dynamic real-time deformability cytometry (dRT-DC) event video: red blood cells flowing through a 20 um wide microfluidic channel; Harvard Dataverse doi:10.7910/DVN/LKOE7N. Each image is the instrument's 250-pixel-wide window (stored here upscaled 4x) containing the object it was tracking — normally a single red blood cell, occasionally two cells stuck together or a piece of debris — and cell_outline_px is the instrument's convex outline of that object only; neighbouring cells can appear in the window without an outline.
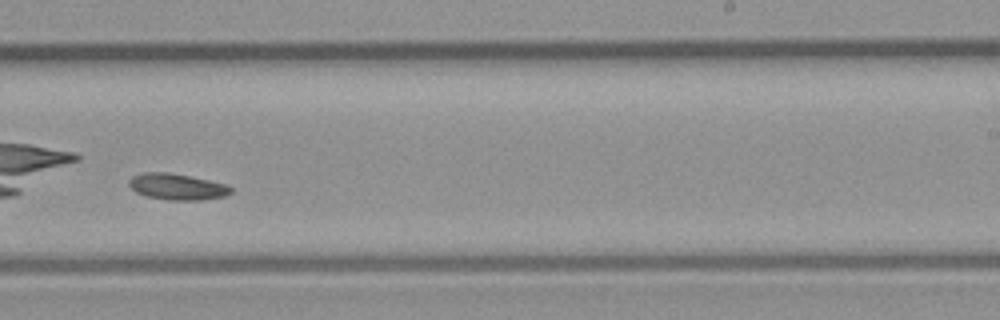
{"species": "common noctule bat (a hibernating species)", "species_latin": "Nyctalus noctula", "temperature_condition": "room temperature", "stored_images_in_passage": 37, "camera_frame_rate_fps": 3000, "um_per_image_px": 0.085, "animal": {"sex": "male", "body_mass_g": 23.1, "forearm_length_mm": 52.7}, "frame": {"image": 1, "passage_image": 22, "time_ms": 7.0, "image_size_px": [1000, 320], "cell_outline_px": [[232, 192], [224, 196], [200, 200], [168, 200], [148, 196], [136, 192], [128, 184], [128, 180], [132, 176], [144, 172], [168, 172], [228, 184], [232, 188]], "centroid_in_image_um": [15.05, 15.86], "position_along_channel_um": 273.9, "area_um2": 15.49}}
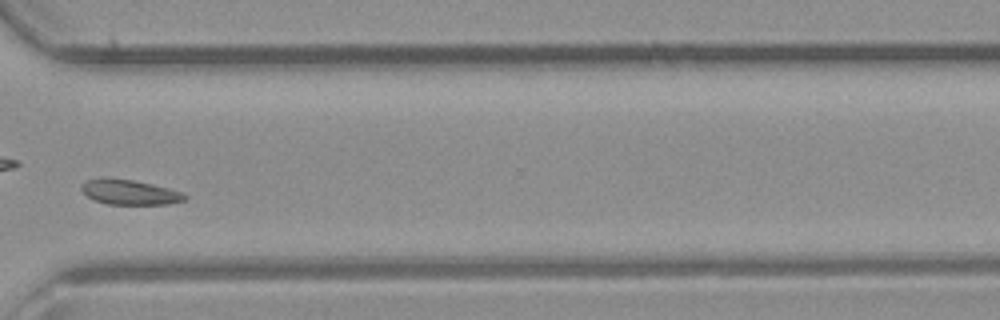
{"frame": {"image": 2, "passage_image": 27, "time_ms": 8.667, "image_size_px": [1000, 320], "cell_outline_px": [[188, 196], [184, 200], [168, 204], [108, 204], [96, 200], [88, 196], [80, 188], [88, 180], [132, 180], [152, 184], [184, 192]], "centroid_in_image_um": [11.13, 16.37], "position_along_channel_um": 359.5, "area_um2": 14.33}}
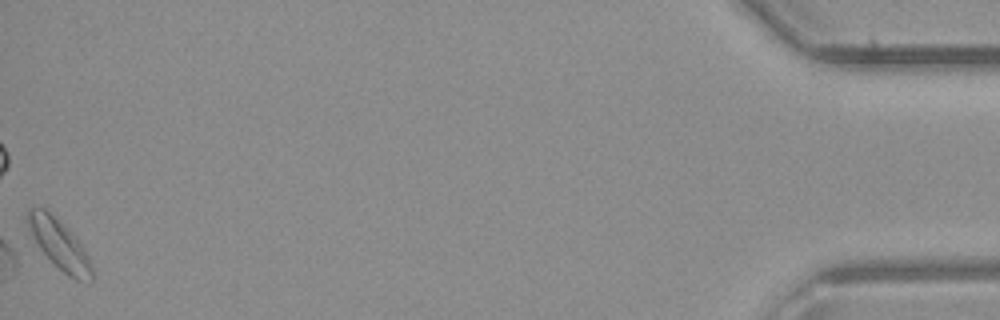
{"frame": {"image": 3, "passage_image": 37, "time_ms": 12.0, "image_size_px": [1000, 320], "cell_outline_px": [[92, 280], [88, 284], [76, 280], [68, 276], [40, 248], [32, 236], [28, 228], [24, 216], [28, 208], [32, 204], [44, 208], [84, 248], [88, 256], [92, 268]], "centroid_in_image_um": [4.99, 20.77], "position_along_channel_um": 430.2, "area_um2": 18.09}}